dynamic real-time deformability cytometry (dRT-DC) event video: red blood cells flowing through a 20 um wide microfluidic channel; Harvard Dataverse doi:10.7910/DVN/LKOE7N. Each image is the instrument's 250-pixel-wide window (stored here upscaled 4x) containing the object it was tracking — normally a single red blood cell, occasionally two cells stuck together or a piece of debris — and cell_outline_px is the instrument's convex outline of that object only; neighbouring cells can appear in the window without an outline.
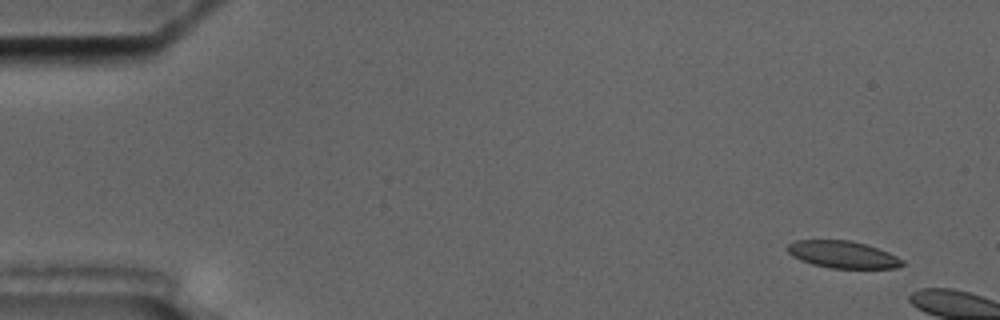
{"species": "common noctule bat (a hibernating species)", "species_latin": "Nyctalus noctula", "temperature_condition": "cold", "stored_images_in_passage": 3, "camera_frame_rate_fps": 3000, "um_per_image_px": 0.085, "animal": {"sex": "male", "body_mass_g": 17.5, "forearm_length_mm": 52.3}, "frame": {"image": 1, "passage_image": 1, "time_ms": 0.0, "image_size_px": [1000, 320], "cell_outline_px": [[904, 264], [896, 268], [832, 268], [812, 264], [792, 256], [788, 252], [788, 244], [796, 240], [852, 240], [868, 244], [888, 252], [904, 260]], "centroid_in_image_um": [71.66, 21.62], "position_along_channel_um": 13.3, "area_um2": 18.15}}